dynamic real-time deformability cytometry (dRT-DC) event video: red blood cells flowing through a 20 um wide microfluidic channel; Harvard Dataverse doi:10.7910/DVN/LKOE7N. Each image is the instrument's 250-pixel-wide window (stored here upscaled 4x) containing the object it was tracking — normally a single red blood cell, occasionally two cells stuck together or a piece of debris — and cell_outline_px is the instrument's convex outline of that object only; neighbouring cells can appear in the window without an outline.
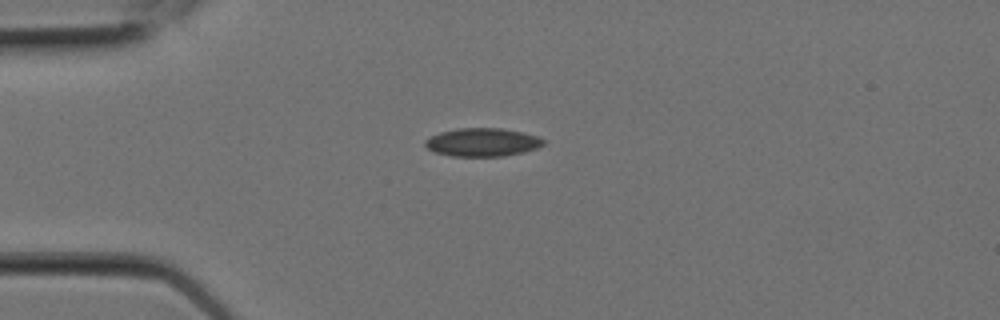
{"species": "Egyptian fruit bat (a non-hibernating species)", "species_latin": "Rousettus aegyptiacus", "temperature_condition": "room temperature", "stored_images_in_passage": 4, "camera_frame_rate_fps": 3000, "um_per_image_px": 0.085, "animal": {"sex": "female"}, "frame": {"image": 1, "passage_image": 2, "time_ms": 0.333, "image_size_px": [1000, 320], "cell_outline_px": [[544, 144], [536, 148], [524, 152], [504, 156], [452, 156], [436, 152], [428, 148], [424, 144], [424, 140], [440, 132], [456, 128], [500, 128], [520, 132], [536, 136], [544, 140]], "centroid_in_image_um": [40.98, 12.09], "position_along_channel_um": 44.0, "area_um2": 19.31}}
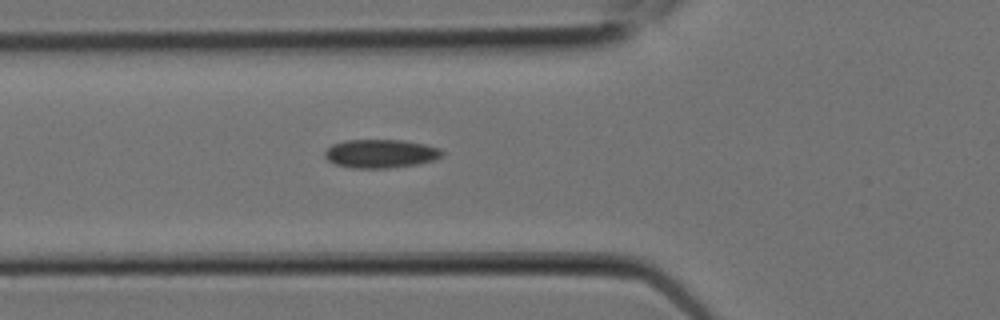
{"frame": {"image": 2, "passage_image": 4, "time_ms": 1.0, "image_size_px": [1000, 320], "cell_outline_px": [[444, 156], [432, 160], [416, 164], [388, 168], [352, 168], [336, 164], [328, 160], [324, 156], [324, 152], [332, 144], [344, 140], [404, 140], [424, 144], [440, 148], [444, 152]], "centroid_in_image_um": [32.35, 13.05], "position_along_channel_um": 93.4, "area_um2": 19.54}}